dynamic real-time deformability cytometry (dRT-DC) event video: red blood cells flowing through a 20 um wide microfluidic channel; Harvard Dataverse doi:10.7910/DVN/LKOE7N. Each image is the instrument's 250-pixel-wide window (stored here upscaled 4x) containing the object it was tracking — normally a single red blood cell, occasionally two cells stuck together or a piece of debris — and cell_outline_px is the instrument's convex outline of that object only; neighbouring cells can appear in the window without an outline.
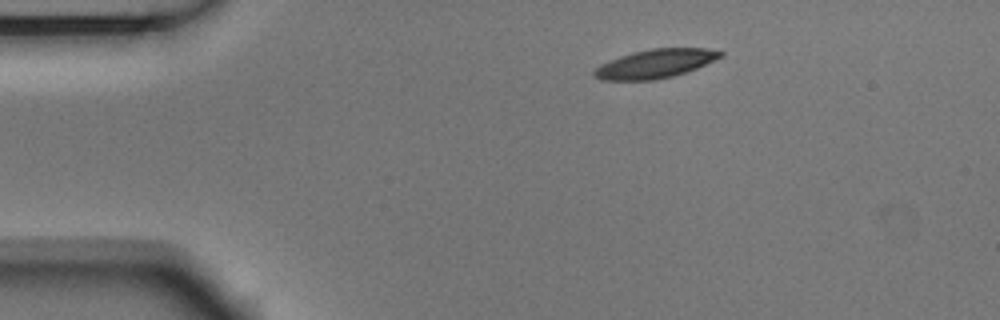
{"species": "Egyptian fruit bat (a non-hibernating species)", "species_latin": "Rousettus aegyptiacus", "temperature_condition": "room temperature", "stored_images_in_passage": 8, "camera_frame_rate_fps": 3000, "um_per_image_px": 0.085, "animal": {"sex": "male"}, "frame": {"image": 1, "passage_image": 1, "time_ms": 0.0, "image_size_px": [1000, 320], "cell_outline_px": [[724, 56], [696, 68], [672, 76], [656, 80], [600, 80], [592, 72], [600, 64], [608, 60], [632, 52], [652, 48], [708, 48], [724, 52]], "centroid_in_image_um": [55.7, 5.4], "position_along_channel_um": 29.3, "area_um2": 21.15}}
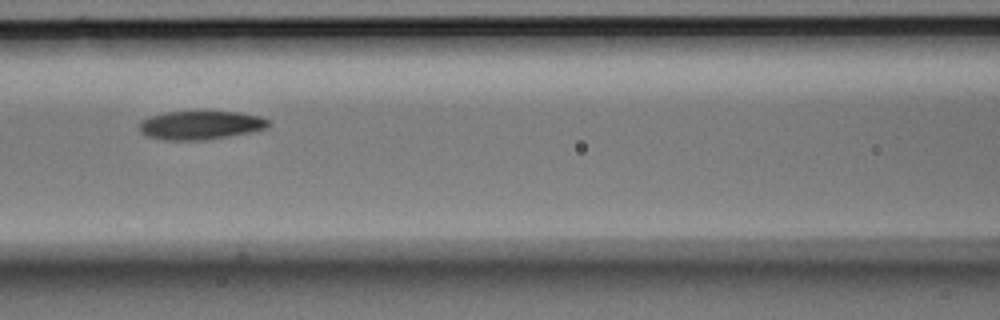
{"frame": {"image": 2, "passage_image": 5, "time_ms": 1.333, "image_size_px": [1000, 320], "cell_outline_px": [[268, 128], [252, 132], [204, 140], [164, 140], [148, 136], [140, 132], [140, 120], [164, 112], [240, 112], [260, 116], [268, 120]], "centroid_in_image_um": [17.05, 10.64], "position_along_channel_um": 149.6, "area_um2": 21.44}}
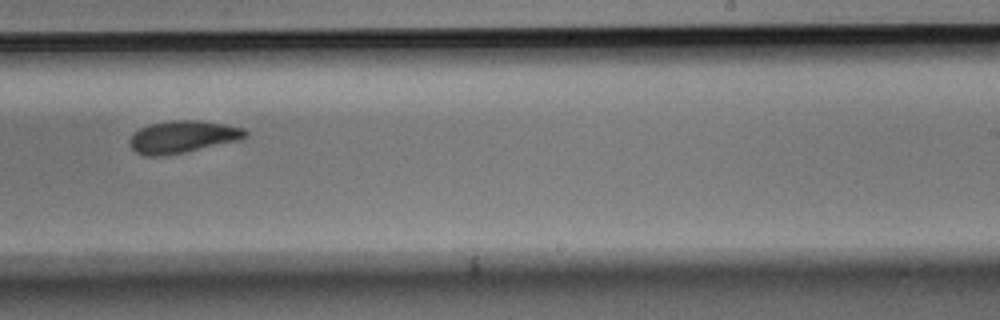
{"frame": {"image": 3, "passage_image": 8, "time_ms": 2.333, "image_size_px": [1000, 320], "cell_outline_px": [[248, 136], [244, 140], [184, 152], [160, 156], [144, 156], [136, 152], [128, 144], [128, 140], [132, 132], [148, 124], [172, 120], [200, 120], [224, 124], [244, 128], [248, 132]], "centroid_in_image_um": [15.53, 11.63], "position_along_channel_um": 273.5, "area_um2": 22.2}}